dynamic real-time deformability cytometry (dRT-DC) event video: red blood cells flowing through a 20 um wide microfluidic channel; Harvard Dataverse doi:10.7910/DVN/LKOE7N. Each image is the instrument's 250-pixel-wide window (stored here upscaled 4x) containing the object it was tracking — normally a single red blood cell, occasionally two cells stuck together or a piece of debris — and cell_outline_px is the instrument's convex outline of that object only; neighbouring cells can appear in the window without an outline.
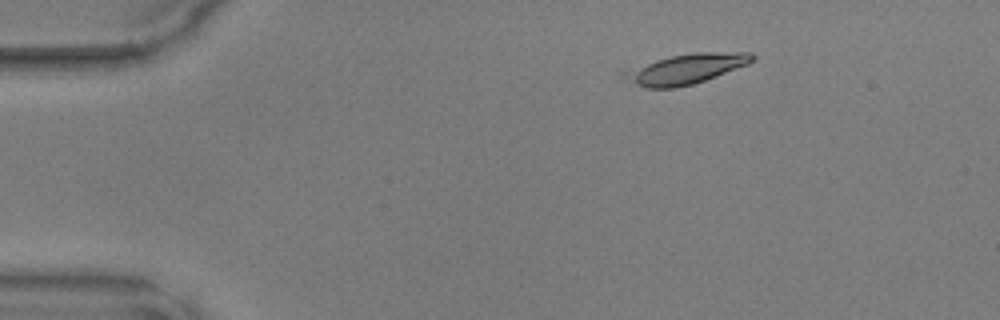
{"species": "common noctule bat (a hibernating species)", "species_latin": "Nyctalus noctula", "temperature_condition": "warm", "stored_images_in_passage": 42, "camera_frame_rate_fps": 3000, "um_per_image_px": 0.085, "animal": {"sex": "male", "body_mass_g": 17.9, "forearm_length_mm": 54.2}, "frame": {"image": 1, "passage_image": 1, "time_ms": 0.0, "image_size_px": [1000, 320], "cell_outline_px": [[756, 56], [748, 64], [716, 76], [692, 84], [676, 88], [648, 88], [636, 84], [624, 76], [624, 72], [656, 60], [672, 56], [696, 52], [752, 52]], "centroid_in_image_um": [58.39, 5.85], "position_along_channel_um": 26.6, "area_um2": 21.73}}
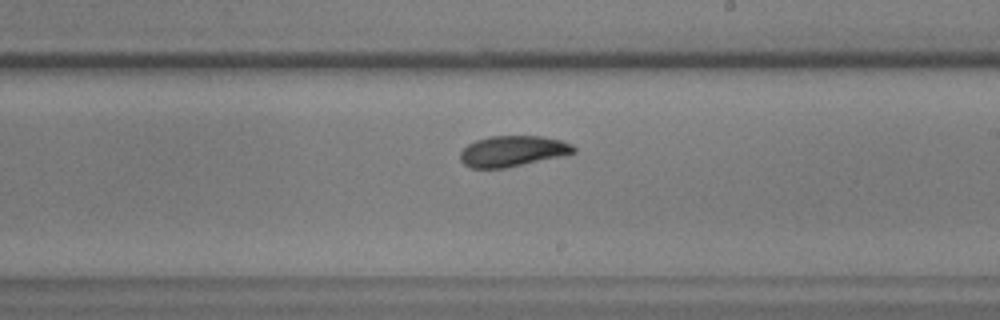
{"frame": {"image": 2, "passage_image": 22, "time_ms": 7.0, "image_size_px": [1000, 320], "cell_outline_px": [[576, 152], [504, 168], [472, 168], [464, 164], [460, 160], [460, 152], [468, 144], [476, 140], [492, 136], [540, 136], [560, 140], [572, 144], [576, 148]], "centroid_in_image_um": [43.54, 12.84], "position_along_channel_um": 245.5, "area_um2": 20.0}}
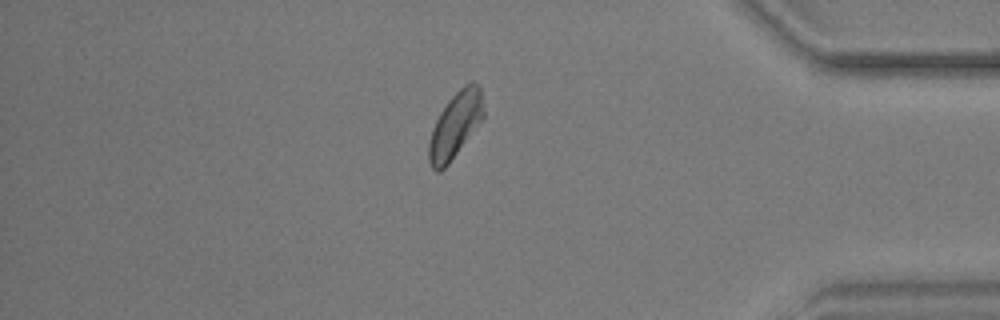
{"frame": {"image": 3, "passage_image": 35, "time_ms": 11.333, "image_size_px": [1000, 320], "cell_outline_px": [[484, 116], [448, 164], [440, 172], [436, 172], [432, 168], [428, 160], [428, 144], [432, 128], [440, 112], [448, 100], [464, 84], [472, 80], [480, 88], [484, 112]], "centroid_in_image_um": [38.67, 10.63], "position_along_channel_um": 396.5, "area_um2": 20.63}}